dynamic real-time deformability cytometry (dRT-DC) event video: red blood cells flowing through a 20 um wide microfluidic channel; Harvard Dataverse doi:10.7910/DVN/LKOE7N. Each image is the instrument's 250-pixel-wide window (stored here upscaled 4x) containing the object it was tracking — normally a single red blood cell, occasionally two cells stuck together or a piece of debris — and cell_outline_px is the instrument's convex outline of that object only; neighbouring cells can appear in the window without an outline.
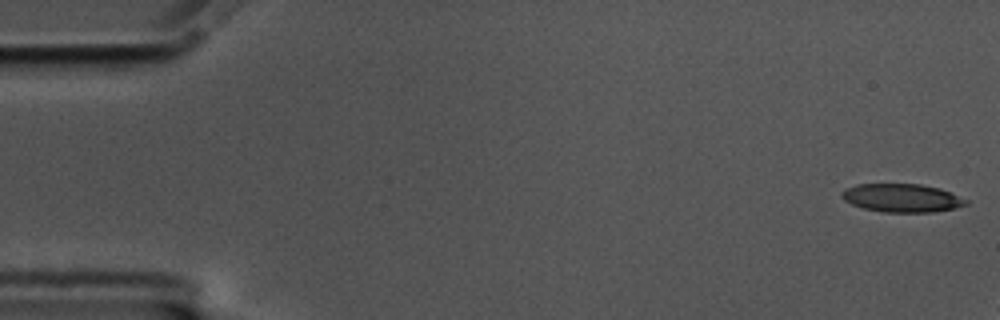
{"species": "common noctule bat (a hibernating species)", "species_latin": "Nyctalus noctula", "temperature_condition": "cold", "stored_images_in_passage": 9, "camera_frame_rate_fps": 3000, "um_per_image_px": 0.085, "animal": {"sex": "male", "body_mass_g": 17.5, "forearm_length_mm": 52.3}, "frame": {"image": 1, "passage_image": 1, "time_ms": 0.0, "image_size_px": [1000, 320], "cell_outline_px": [[968, 204], [952, 208], [932, 212], [884, 212], [864, 208], [852, 204], [844, 200], [840, 196], [840, 192], [844, 188], [856, 184], [920, 184], [940, 188], [968, 200]], "centroid_in_image_um": [76.61, 16.81], "position_along_channel_um": 8.4, "area_um2": 20.46}}